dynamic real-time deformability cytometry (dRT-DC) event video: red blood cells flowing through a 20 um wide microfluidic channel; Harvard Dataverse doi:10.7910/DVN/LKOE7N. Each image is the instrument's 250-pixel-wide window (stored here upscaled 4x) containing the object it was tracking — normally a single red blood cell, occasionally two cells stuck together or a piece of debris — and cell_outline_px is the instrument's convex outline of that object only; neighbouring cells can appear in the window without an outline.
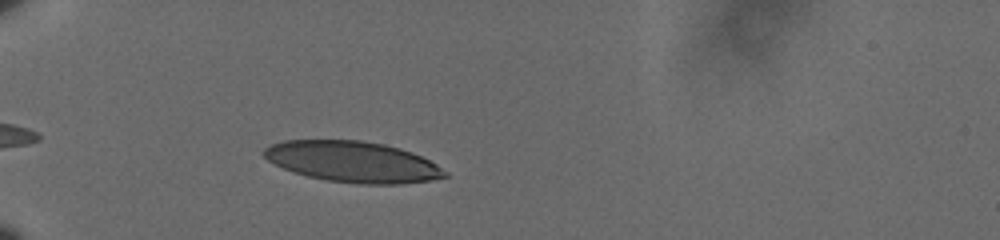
{"species": "human", "species_latin": "Homo sapiens", "temperature_condition": "cold", "stored_images_in_passage": 6, "camera_frame_rate_fps": 3000, "um_per_image_px": 0.085, "donor": {"sex": "male"}, "frame": {"image": 1, "passage_image": 2, "time_ms": 0.333, "image_size_px": [1000, 240], "cell_outline_px": [[448, 176], [432, 180], [400, 184], [360, 184], [328, 180], [308, 176], [284, 168], [268, 160], [260, 152], [268, 144], [284, 140], [360, 140], [384, 144], [400, 148], [412, 152], [436, 164], [448, 172]], "centroid_in_image_um": [29.98, 13.74], "position_along_channel_um": 55.0, "area_um2": 43.12}}
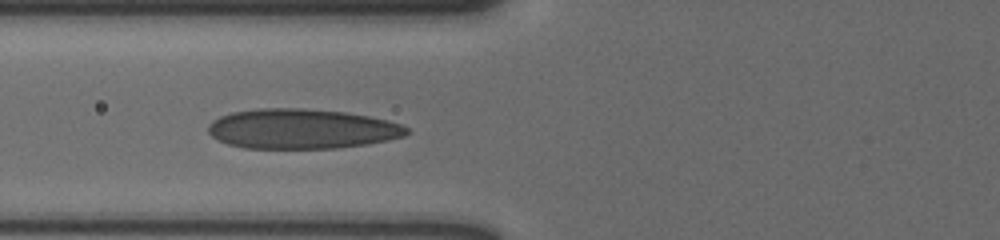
{"frame": {"image": 2, "passage_image": 5, "time_ms": 1.333, "image_size_px": [1000, 240], "cell_outline_px": [[412, 132], [404, 136], [388, 140], [368, 144], [336, 148], [244, 148], [228, 144], [216, 140], [208, 132], [208, 124], [212, 120], [220, 116], [232, 112], [256, 108], [304, 108], [344, 112], [368, 116], [388, 120], [400, 124], [408, 128]], "centroid_in_image_um": [25.64, 10.95], "position_along_channel_um": 100.2, "area_um2": 46.41}}
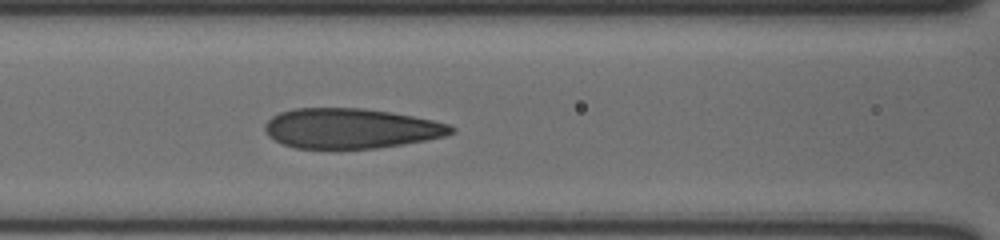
{"frame": {"image": 3, "passage_image": 6, "time_ms": 1.667, "image_size_px": [1000, 240], "cell_outline_px": [[456, 132], [444, 136], [404, 144], [376, 148], [296, 148], [280, 144], [268, 136], [264, 128], [264, 124], [272, 116], [280, 112], [292, 108], [364, 108], [412, 116], [432, 120], [448, 124], [456, 128]], "centroid_in_image_um": [29.78, 10.91], "position_along_channel_um": 136.8, "area_um2": 43.47}}